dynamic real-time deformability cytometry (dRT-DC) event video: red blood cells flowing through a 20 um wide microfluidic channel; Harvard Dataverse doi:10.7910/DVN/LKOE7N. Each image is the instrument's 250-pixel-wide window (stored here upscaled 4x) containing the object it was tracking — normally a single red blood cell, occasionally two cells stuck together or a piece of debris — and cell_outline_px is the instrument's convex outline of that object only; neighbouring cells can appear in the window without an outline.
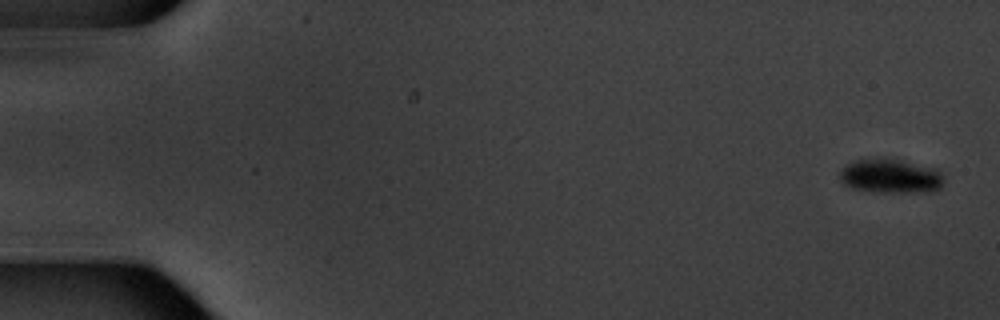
{"species": "common noctule bat (a hibernating species)", "species_latin": "Nyctalus noctula", "temperature_condition": "warm", "stored_images_in_passage": 6, "camera_frame_rate_fps": 3000, "um_per_image_px": 0.085, "animal": {"sex": "male", "body_mass_g": 20.1, "forearm_length_mm": 53.5}, "frame": {"image": 1, "passage_image": 1, "time_ms": 0.0, "image_size_px": [1000, 320], "cell_outline_px": [[944, 180], [940, 188], [928, 192], [872, 192], [852, 188], [844, 184], [840, 180], [840, 168], [848, 164], [864, 160], [896, 160], [936, 168], [940, 172]], "centroid_in_image_um": [75.71, 15.01], "position_along_channel_um": 9.3, "area_um2": 20.23}}
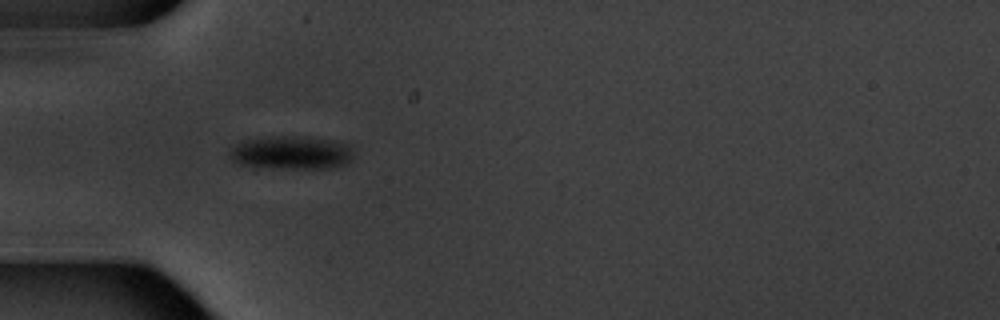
{"frame": {"image": 2, "passage_image": 5, "time_ms": 5.667, "image_size_px": [1000, 320], "cell_outline_px": [[352, 156], [344, 164], [332, 168], [284, 168], [240, 164], [232, 160], [228, 156], [228, 152], [236, 144], [244, 140], [272, 136], [312, 136], [336, 140], [352, 144]], "centroid_in_image_um": [24.81, 12.94], "position_along_channel_um": 60.2, "area_um2": 24.28}}